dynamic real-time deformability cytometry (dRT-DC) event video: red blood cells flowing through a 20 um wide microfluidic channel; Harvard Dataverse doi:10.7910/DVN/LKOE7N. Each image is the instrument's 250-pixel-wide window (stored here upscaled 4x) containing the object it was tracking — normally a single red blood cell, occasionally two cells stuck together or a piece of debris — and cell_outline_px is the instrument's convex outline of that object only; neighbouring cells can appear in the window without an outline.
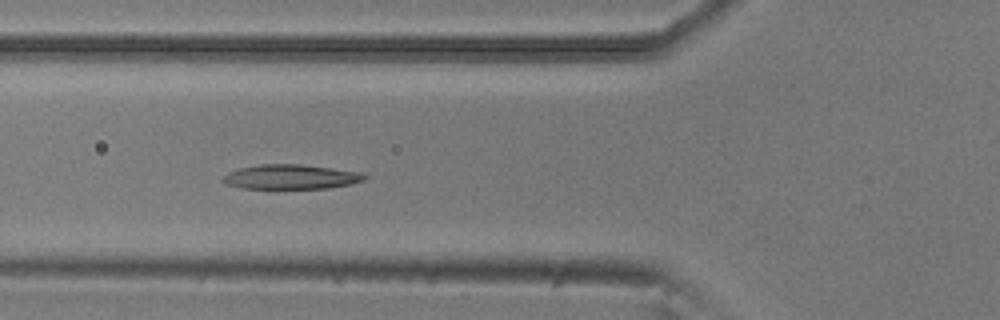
{"species": "common noctule bat (a hibernating species)", "species_latin": "Nyctalus noctula", "temperature_condition": "room temperature", "stored_images_in_passage": 5, "camera_frame_rate_fps": 3000, "um_per_image_px": 0.085, "animal": {"sex": "male", "body_mass_g": 20.5, "forearm_length_mm": 52.5}, "frame": {"image": 1, "passage_image": 5, "time_ms": 1.333, "image_size_px": [1000, 320], "cell_outline_px": [[368, 176], [364, 180], [352, 184], [328, 188], [240, 188], [224, 184], [220, 180], [228, 172], [240, 168], [260, 164], [300, 164], [364, 172]], "centroid_in_image_um": [24.74, 15.03], "position_along_channel_um": 101.1, "area_um2": 20.46}}